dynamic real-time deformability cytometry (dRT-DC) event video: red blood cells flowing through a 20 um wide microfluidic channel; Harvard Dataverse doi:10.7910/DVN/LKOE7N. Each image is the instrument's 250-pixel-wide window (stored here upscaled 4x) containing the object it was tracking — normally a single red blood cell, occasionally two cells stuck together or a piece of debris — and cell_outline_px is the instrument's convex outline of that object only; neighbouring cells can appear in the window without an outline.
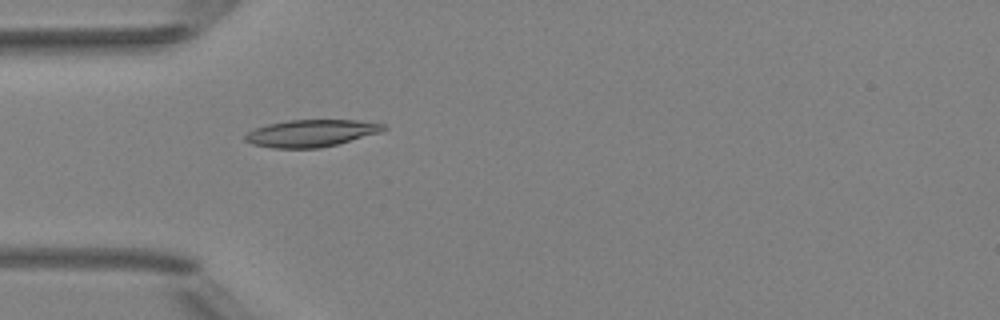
{"species": "Egyptian fruit bat (a non-hibernating species)", "species_latin": "Rousettus aegyptiacus", "temperature_condition": "room temperature", "stored_images_in_passage": 2, "camera_frame_rate_fps": 3000, "um_per_image_px": 0.085, "animal": {"sex": "female"}, "frame": {"image": 1, "passage_image": 2, "time_ms": 1.0, "image_size_px": [1000, 320], "cell_outline_px": [[388, 128], [380, 132], [336, 144], [320, 148], [272, 148], [252, 144], [244, 140], [244, 136], [248, 132], [256, 128], [268, 124], [288, 120], [356, 120], [384, 124]], "centroid_in_image_um": [26.42, 11.32], "position_along_channel_um": 58.6, "area_um2": 21.68}}